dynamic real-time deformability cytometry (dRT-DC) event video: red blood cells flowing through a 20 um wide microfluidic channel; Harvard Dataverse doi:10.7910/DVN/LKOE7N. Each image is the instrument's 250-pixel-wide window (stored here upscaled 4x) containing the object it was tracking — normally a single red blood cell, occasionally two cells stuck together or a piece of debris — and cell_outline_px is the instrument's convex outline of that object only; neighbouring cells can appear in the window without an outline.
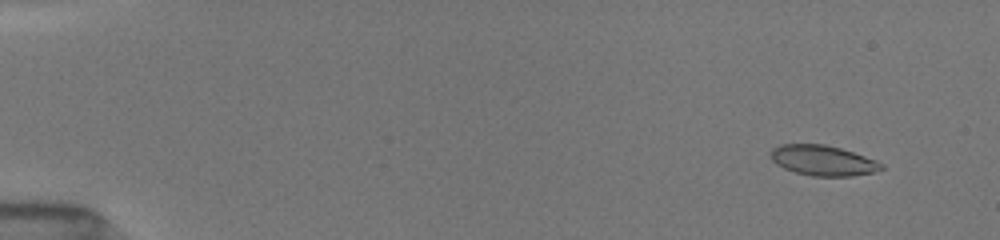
{"species": "common noctule bat (a hibernating species)", "species_latin": "Nyctalus noctula", "temperature_condition": "room temperature", "stored_images_in_passage": 57, "camera_frame_rate_fps": 3000, "um_per_image_px": 0.085, "animal": {"sex": "female", "body_mass_g": 19.5, "forearm_length_mm": 54.1}, "frame": {"image": 1, "passage_image": 7, "time_ms": 1.333, "image_size_px": [1000, 240], "cell_outline_px": [[884, 168], [872, 172], [852, 176], [812, 176], [796, 172], [784, 168], [776, 164], [772, 160], [772, 148], [780, 144], [824, 144], [840, 148], [876, 160], [884, 164]], "centroid_in_image_um": [69.95, 13.64], "position_along_channel_um": 15.1, "area_um2": 19.36}}
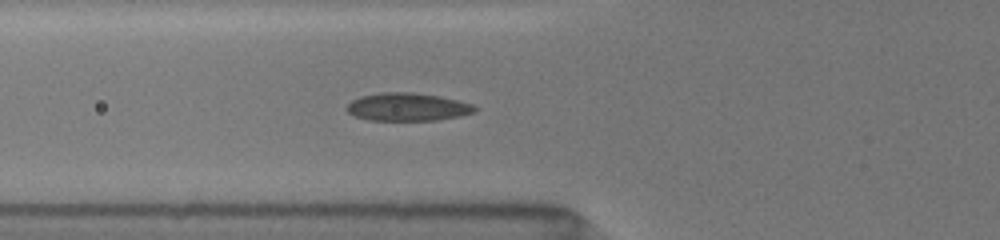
{"frame": {"image": 2, "passage_image": 40, "time_ms": 6.667, "image_size_px": [1000, 240], "cell_outline_px": [[476, 112], [460, 116], [436, 120], [368, 120], [356, 116], [348, 112], [344, 108], [352, 100], [360, 96], [380, 92], [412, 92], [440, 96], [472, 104], [476, 108]], "centroid_in_image_um": [34.62, 9.08], "position_along_channel_um": 91.2, "area_um2": 20.87}}
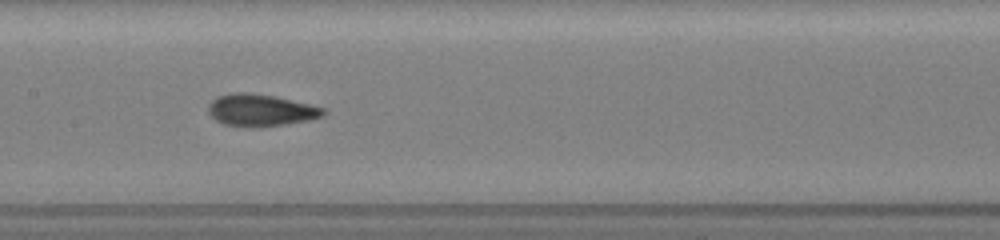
{"frame": {"image": 3, "passage_image": 56, "time_ms": 9.0, "image_size_px": [1000, 240], "cell_outline_px": [[328, 112], [324, 116], [312, 120], [288, 124], [252, 128], [248, 128], [224, 124], [216, 120], [208, 112], [208, 104], [216, 96], [232, 92], [248, 92], [276, 96], [324, 108]], "centroid_in_image_um": [22.17, 9.37], "position_along_channel_um": 185.2, "area_um2": 21.91}}